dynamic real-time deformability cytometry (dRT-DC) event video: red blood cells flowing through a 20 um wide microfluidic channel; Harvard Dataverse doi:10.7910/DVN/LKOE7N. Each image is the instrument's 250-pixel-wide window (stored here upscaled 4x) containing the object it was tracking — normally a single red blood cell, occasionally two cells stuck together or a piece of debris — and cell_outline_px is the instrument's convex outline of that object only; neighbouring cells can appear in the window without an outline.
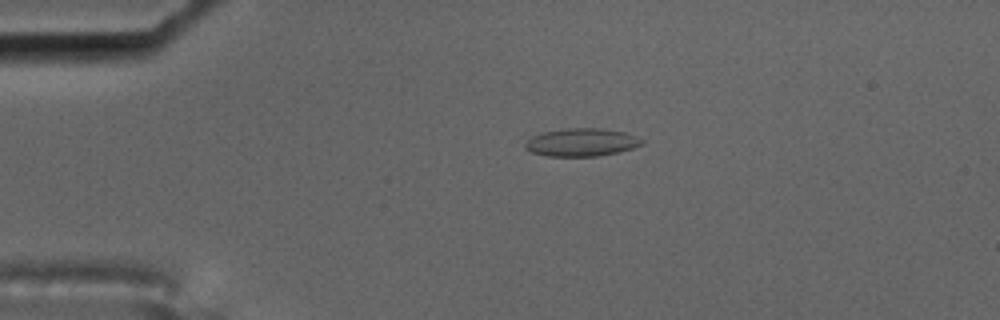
{"species": "common noctule bat (a hibernating species)", "species_latin": "Nyctalus noctula", "temperature_condition": "cold", "stored_images_in_passage": 11, "camera_frame_rate_fps": 3000, "um_per_image_px": 0.085, "animal": {"sex": "male", "body_mass_g": 17.5, "forearm_length_mm": 52.3}, "frame": {"image": 1, "passage_image": 1, "time_ms": 0.0, "image_size_px": [1000, 320], "cell_outline_px": [[644, 144], [632, 148], [616, 152], [596, 156], [548, 156], [532, 152], [524, 148], [524, 144], [532, 136], [544, 132], [568, 128], [604, 128], [624, 132], [644, 140]], "centroid_in_image_um": [49.43, 12.09], "position_along_channel_um": 35.6, "area_um2": 18.84}}
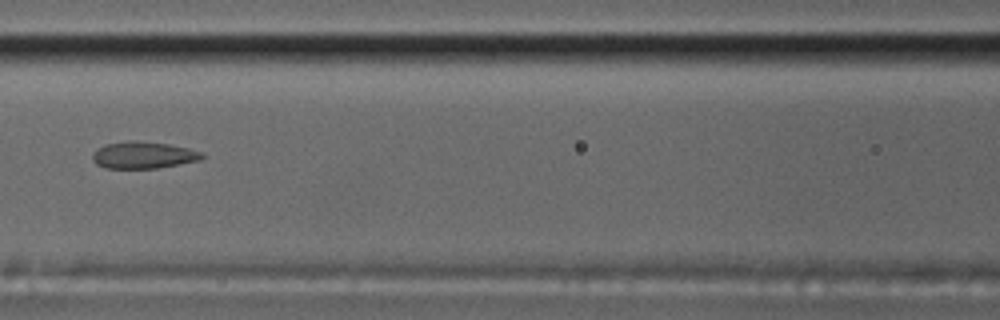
{"frame": {"image": 2, "passage_image": 4, "time_ms": 1.0, "image_size_px": [1000, 320], "cell_outline_px": [[204, 156], [200, 160], [156, 168], [108, 168], [96, 164], [92, 160], [92, 156], [104, 144], [124, 140], [132, 140], [168, 144], [188, 148], [200, 152]], "centroid_in_image_um": [12.16, 13.17], "position_along_channel_um": 154.4, "area_um2": 16.94}}
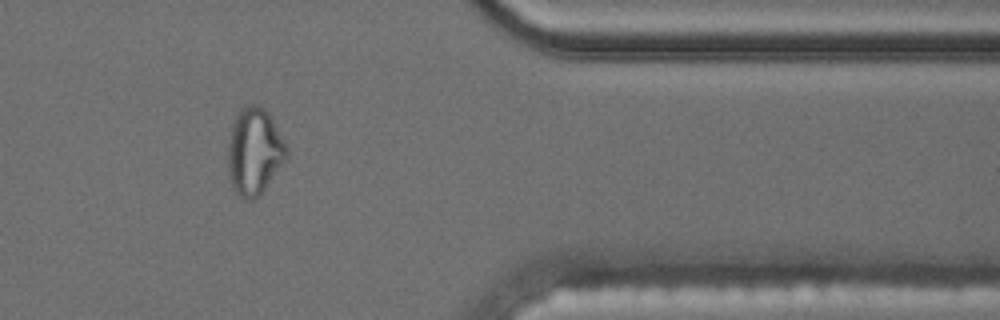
{"frame": {"image": 3, "passage_image": 10, "time_ms": 3.0, "image_size_px": [1000, 320], "cell_outline_px": [[288, 156], [260, 196], [252, 200], [244, 200], [232, 188], [228, 172], [228, 144], [232, 124], [236, 112], [244, 104], [260, 104], [272, 116], [288, 148]], "centroid_in_image_um": [21.62, 12.84], "position_along_channel_um": 389.8, "area_um2": 30.29}}